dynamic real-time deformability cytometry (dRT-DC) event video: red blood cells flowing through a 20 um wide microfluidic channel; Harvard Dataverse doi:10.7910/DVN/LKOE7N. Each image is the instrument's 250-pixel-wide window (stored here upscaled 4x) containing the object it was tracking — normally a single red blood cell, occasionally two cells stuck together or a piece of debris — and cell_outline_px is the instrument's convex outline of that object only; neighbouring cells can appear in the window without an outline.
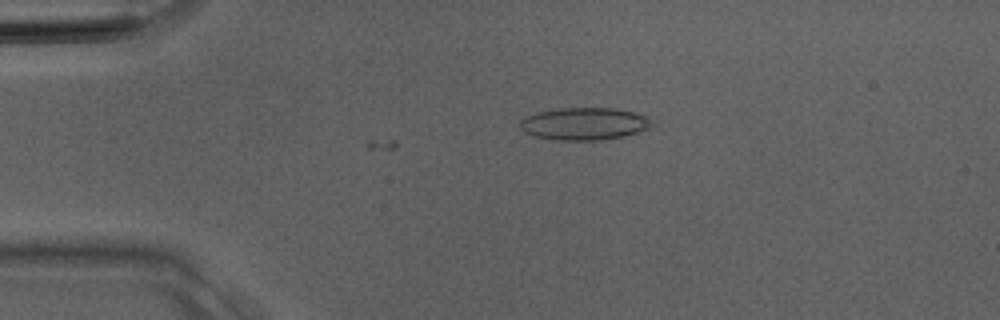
{"species": "Egyptian fruit bat (a non-hibernating species)", "species_latin": "Rousettus aegyptiacus", "temperature_condition": "room temperature", "stored_images_in_passage": 4, "camera_frame_rate_fps": 3000, "um_per_image_px": 0.085, "animal": {"sex": "male"}, "frame": {"image": 1, "passage_image": 3, "time_ms": 0.667, "image_size_px": [1000, 320], "cell_outline_px": [[652, 124], [648, 128], [640, 132], [624, 136], [600, 140], [556, 140], [532, 136], [524, 132], [520, 128], [520, 120], [524, 116], [536, 112], [560, 108], [616, 108], [636, 112], [648, 116], [652, 120]], "centroid_in_image_um": [49.66, 10.51], "position_along_channel_um": 35.3, "area_um2": 25.26}}